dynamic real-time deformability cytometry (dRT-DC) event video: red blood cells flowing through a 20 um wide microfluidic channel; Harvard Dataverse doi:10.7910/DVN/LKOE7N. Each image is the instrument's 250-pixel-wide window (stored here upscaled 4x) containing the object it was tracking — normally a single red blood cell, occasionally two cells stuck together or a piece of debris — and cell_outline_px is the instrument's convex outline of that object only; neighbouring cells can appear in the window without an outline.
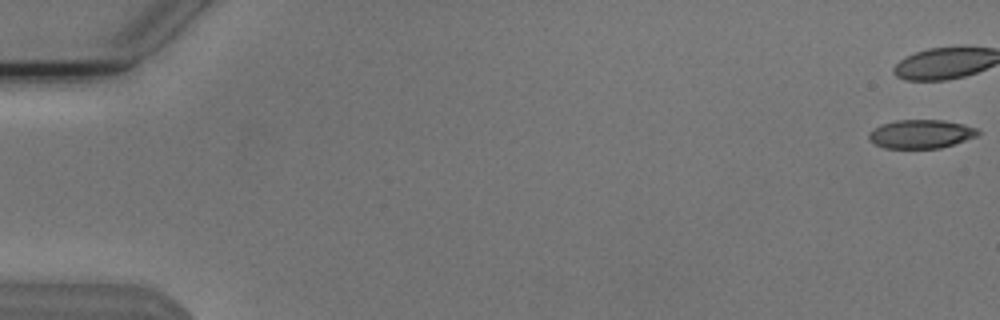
{"species": "Egyptian fruit bat (a non-hibernating species)", "species_latin": "Rousettus aegyptiacus", "temperature_condition": "cold", "stored_images_in_passage": 13, "camera_frame_rate_fps": 3000, "um_per_image_px": 0.085, "animal": {"sex": "male"}, "frame": {"image": 1, "passage_image": 1, "time_ms": 0.0, "image_size_px": [1000, 320], "cell_outline_px": [[980, 132], [976, 136], [940, 148], [884, 148], [868, 140], [868, 132], [880, 124], [896, 120], [944, 120], [964, 124], [976, 128]], "centroid_in_image_um": [78.23, 11.38], "position_along_channel_um": 6.8, "area_um2": 18.21}}